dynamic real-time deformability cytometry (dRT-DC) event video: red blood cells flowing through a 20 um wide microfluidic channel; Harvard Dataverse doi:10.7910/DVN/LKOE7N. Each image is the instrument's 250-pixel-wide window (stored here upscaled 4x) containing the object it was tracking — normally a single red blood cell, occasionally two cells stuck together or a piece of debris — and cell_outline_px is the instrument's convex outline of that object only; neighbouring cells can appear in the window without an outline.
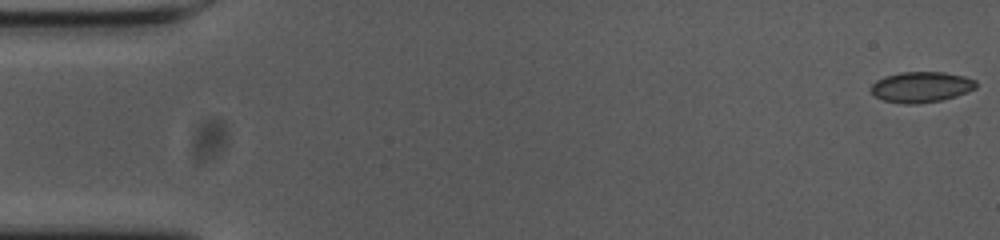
{"species": "common noctule bat (a hibernating species)", "species_latin": "Nyctalus noctula", "temperature_condition": "cold", "stored_images_in_passage": 55, "camera_frame_rate_fps": 3000, "um_per_image_px": 0.085, "animal": {"sex": "female", "body_mass_g": 23.0, "forearm_length_mm": 53.4}, "frame": {"image": 1, "passage_image": 1, "time_ms": 0.0, "image_size_px": [1000, 240], "cell_outline_px": [[976, 88], [968, 92], [956, 96], [940, 100], [916, 104], [904, 104], [884, 100], [876, 96], [868, 88], [876, 80], [884, 76], [900, 72], [944, 72], [964, 76], [976, 80]], "centroid_in_image_um": [78.29, 7.39], "position_along_channel_um": 6.7, "area_um2": 18.84}}
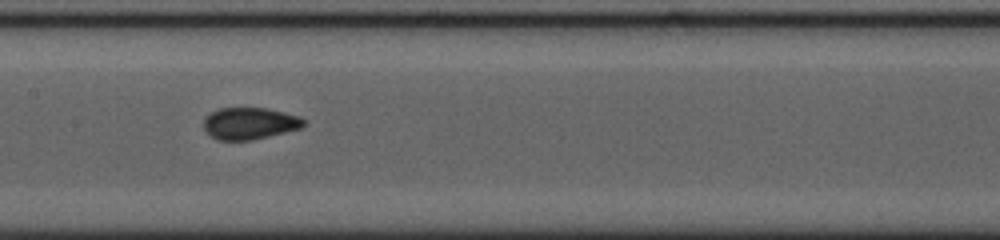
{"frame": {"image": 2, "passage_image": 27, "time_ms": 8.667, "image_size_px": [1000, 240], "cell_outline_px": [[304, 124], [300, 128], [268, 136], [248, 140], [216, 140], [204, 128], [204, 116], [220, 108], [268, 108], [300, 116], [304, 120]], "centroid_in_image_um": [21.2, 10.48], "position_along_channel_um": 186.2, "area_um2": 18.38}}
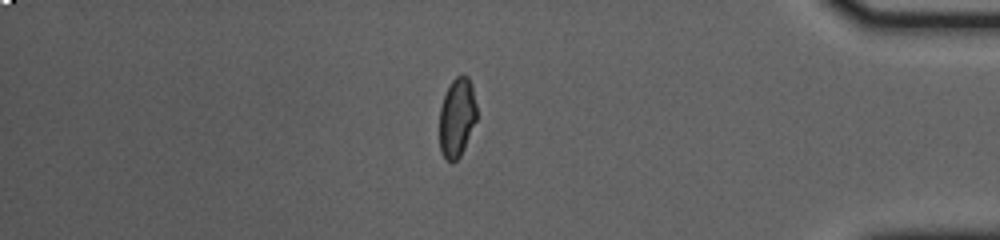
{"frame": {"image": 3, "passage_image": 47, "time_ms": 15.333, "image_size_px": [1000, 240], "cell_outline_px": [[476, 120], [464, 148], [460, 156], [452, 164], [444, 156], [440, 148], [440, 108], [444, 96], [452, 80], [456, 76], [464, 72], [468, 76], [472, 84], [476, 104]], "centroid_in_image_um": [38.85, 9.94], "position_along_channel_um": 396.3, "area_um2": 17.17}}